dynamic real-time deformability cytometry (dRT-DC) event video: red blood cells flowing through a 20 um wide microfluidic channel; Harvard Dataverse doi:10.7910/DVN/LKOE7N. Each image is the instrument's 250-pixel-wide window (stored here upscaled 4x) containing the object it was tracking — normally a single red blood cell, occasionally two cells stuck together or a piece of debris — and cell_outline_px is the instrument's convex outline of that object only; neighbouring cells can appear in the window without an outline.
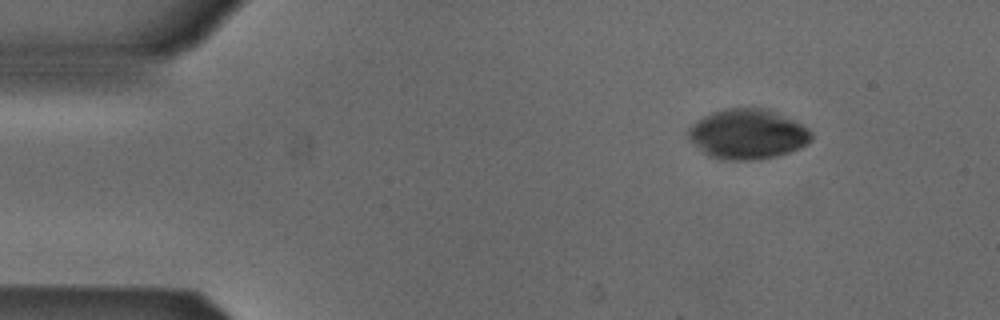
{"species": "Egyptian fruit bat (a non-hibernating species)", "species_latin": "Rousettus aegyptiacus", "temperature_condition": "cold", "stored_images_in_passage": 47, "camera_frame_rate_fps": 3000, "um_per_image_px": 0.085, "animal": {"sex": "male"}, "frame": {"image": 1, "passage_image": 1, "time_ms": 0.0, "image_size_px": [1000, 320], "cell_outline_px": [[812, 140], [808, 144], [788, 152], [776, 156], [756, 160], [728, 160], [708, 156], [688, 140], [688, 128], [696, 120], [712, 112], [728, 108], [768, 108], [808, 128], [812, 132]], "centroid_in_image_um": [63.52, 11.4], "position_along_channel_um": 21.5, "area_um2": 35.89}}
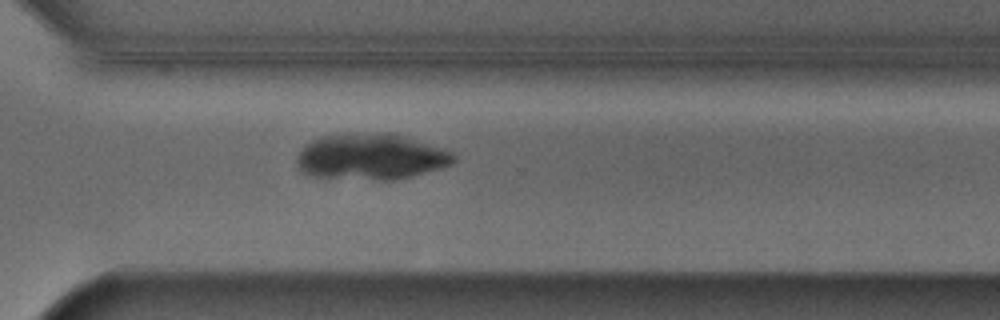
{"frame": {"image": 2, "passage_image": 32, "time_ms": 10.333, "image_size_px": [1000, 320], "cell_outline_px": [[456, 160], [452, 164], [440, 168], [392, 180], [380, 180], [312, 176], [304, 172], [296, 164], [296, 156], [312, 140], [320, 136], [388, 132], [452, 152], [456, 156]], "centroid_in_image_um": [31.5, 13.33], "position_along_channel_um": 339.1, "area_um2": 41.21}}
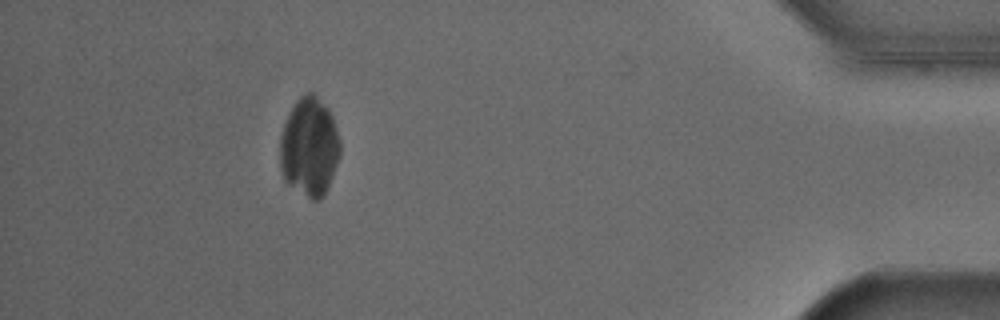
{"frame": {"image": 3, "passage_image": 42, "time_ms": 13.667, "image_size_px": [1000, 320], "cell_outline_px": [[340, 156], [324, 196], [320, 200], [312, 200], [288, 184], [284, 180], [280, 168], [280, 136], [284, 124], [296, 100], [304, 92], [312, 92], [328, 108], [332, 116], [340, 140]], "centroid_in_image_um": [26.29, 12.5], "position_along_channel_um": 408.9, "area_um2": 34.68}}